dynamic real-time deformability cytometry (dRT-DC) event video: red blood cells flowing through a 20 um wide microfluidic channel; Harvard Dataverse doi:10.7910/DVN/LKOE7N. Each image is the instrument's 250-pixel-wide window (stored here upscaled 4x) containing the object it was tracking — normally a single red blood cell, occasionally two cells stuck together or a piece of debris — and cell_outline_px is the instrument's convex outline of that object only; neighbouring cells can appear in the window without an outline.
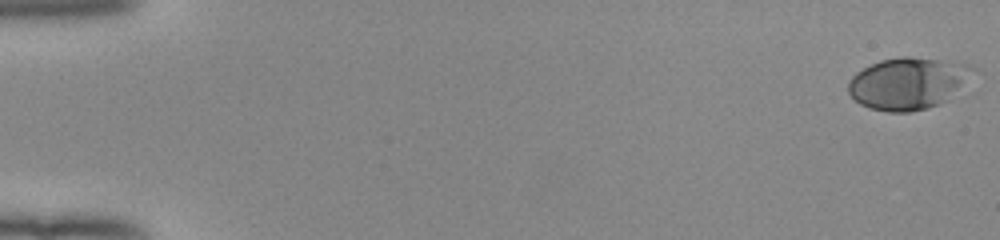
{"species": "human", "species_latin": "Homo sapiens", "temperature_condition": "room temperature", "stored_images_in_passage": 53, "camera_frame_rate_fps": 3000, "um_per_image_px": 0.085, "donor": {"sex": "female"}, "frame": {"image": 1, "passage_image": 1, "time_ms": 0.0, "image_size_px": [1000, 240], "cell_outline_px": [[976, 68], [948, 100], [940, 104], [928, 108], [908, 112], [888, 112], [868, 108], [860, 104], [848, 92], [848, 80], [856, 72], [880, 60], [900, 56], [908, 56], [968, 64]], "centroid_in_image_um": [77.13, 7.09], "position_along_channel_um": 7.9, "area_um2": 37.4}}
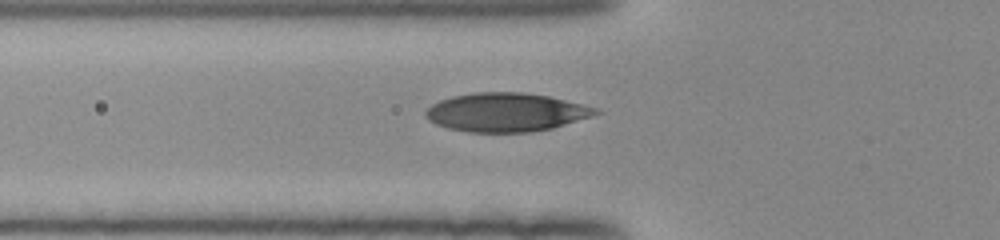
{"frame": {"image": 2, "passage_image": 20, "time_ms": 6.333, "image_size_px": [1000, 240], "cell_outline_px": [[600, 112], [592, 116], [552, 128], [532, 132], [468, 132], [448, 128], [436, 124], [428, 120], [424, 116], [424, 112], [432, 104], [440, 100], [452, 96], [472, 92], [524, 92], [548, 96], [596, 108]], "centroid_in_image_um": [42.95, 9.54], "position_along_channel_um": 82.8, "area_um2": 38.21}}
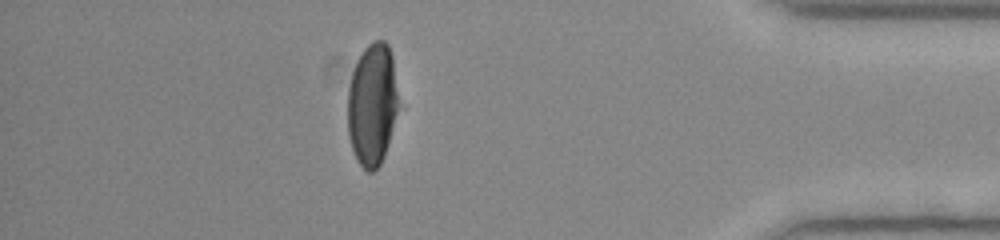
{"frame": {"image": 3, "passage_image": 47, "time_ms": 15.333, "image_size_px": [1000, 240], "cell_outline_px": [[400, 104], [384, 156], [380, 164], [372, 172], [368, 172], [356, 160], [348, 136], [348, 88], [352, 72], [364, 48], [372, 40], [384, 40], [388, 44], [392, 56]], "centroid_in_image_um": [31.65, 8.87], "position_along_channel_um": 403.5, "area_um2": 36.47}, "authors_computed_cell_mechanics": {"area_um2": 37.5122, "velocity_mm_per_s": 3.9592, "shape_relaxation_time_tau1_ms": 3.8536, "shape_relaxation_time_tau2_ms": null, "deformation_change_tau1": 0.1907, "deformation_change_tau2": null}}